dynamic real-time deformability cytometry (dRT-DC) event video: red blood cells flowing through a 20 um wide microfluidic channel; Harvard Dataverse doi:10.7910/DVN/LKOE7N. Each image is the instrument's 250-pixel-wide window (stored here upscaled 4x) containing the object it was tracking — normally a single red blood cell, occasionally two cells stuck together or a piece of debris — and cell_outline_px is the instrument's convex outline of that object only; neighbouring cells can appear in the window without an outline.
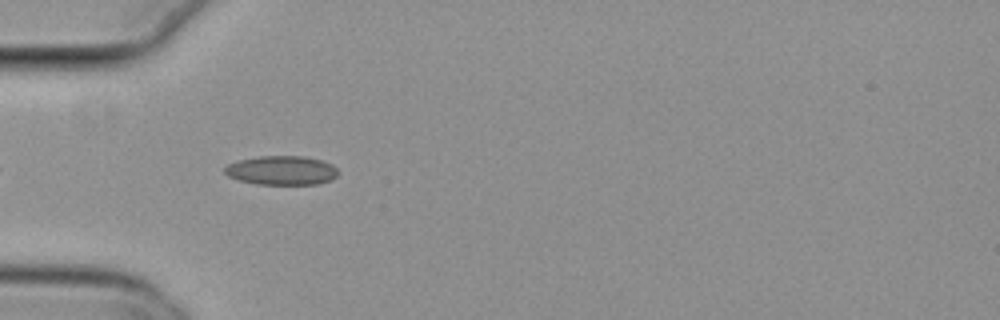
{"species": "common noctule bat (a hibernating species)", "species_latin": "Nyctalus noctula", "temperature_condition": "cold", "stored_images_in_passage": 41, "camera_frame_rate_fps": 3000, "um_per_image_px": 0.085, "animal": {"sex": "female", "body_mass_g": 29.2, "forearm_length_mm": 56.3}, "frame": {"image": 1, "passage_image": 4, "time_ms": 1.0, "image_size_px": [1000, 320], "cell_outline_px": [[340, 172], [332, 180], [316, 184], [256, 184], [240, 180], [228, 176], [224, 172], [224, 168], [228, 164], [240, 160], [260, 156], [304, 156], [320, 160], [332, 164]], "centroid_in_image_um": [23.96, 14.48], "position_along_channel_um": 61.0, "area_um2": 19.19}}
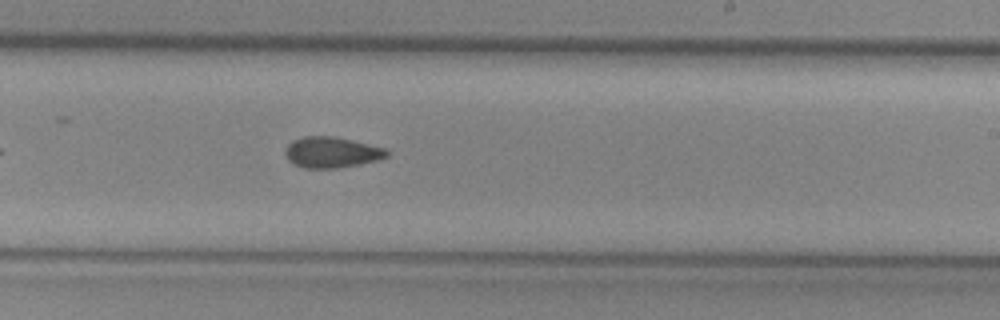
{"frame": {"image": 2, "passage_image": 20, "time_ms": 6.333, "image_size_px": [1000, 320], "cell_outline_px": [[388, 156], [376, 160], [360, 164], [336, 168], [304, 168], [292, 164], [288, 160], [284, 152], [284, 148], [292, 140], [304, 136], [336, 136], [384, 148], [388, 152]], "centroid_in_image_um": [28.13, 12.94], "position_along_channel_um": 260.9, "area_um2": 18.32}}
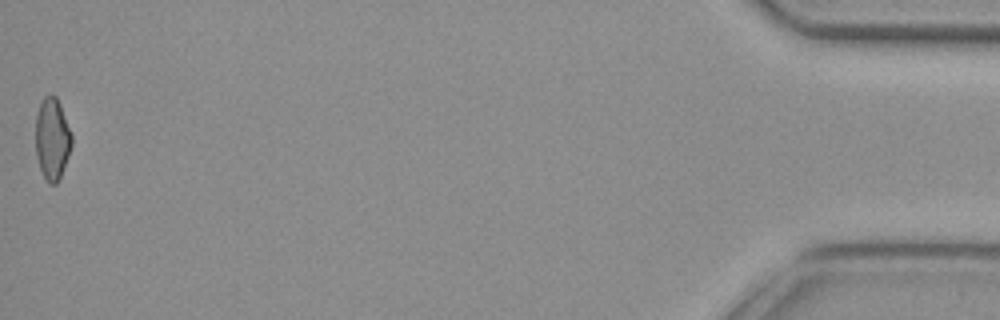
{"frame": {"image": 3, "passage_image": 41, "time_ms": 13.333, "image_size_px": [1000, 320], "cell_outline_px": [[72, 144], [60, 180], [56, 184], [48, 184], [40, 168], [36, 156], [36, 116], [40, 104], [44, 96], [56, 96], [60, 104], [72, 136]], "centroid_in_image_um": [4.44, 11.84], "position_along_channel_um": 430.8, "area_um2": 17.11}}